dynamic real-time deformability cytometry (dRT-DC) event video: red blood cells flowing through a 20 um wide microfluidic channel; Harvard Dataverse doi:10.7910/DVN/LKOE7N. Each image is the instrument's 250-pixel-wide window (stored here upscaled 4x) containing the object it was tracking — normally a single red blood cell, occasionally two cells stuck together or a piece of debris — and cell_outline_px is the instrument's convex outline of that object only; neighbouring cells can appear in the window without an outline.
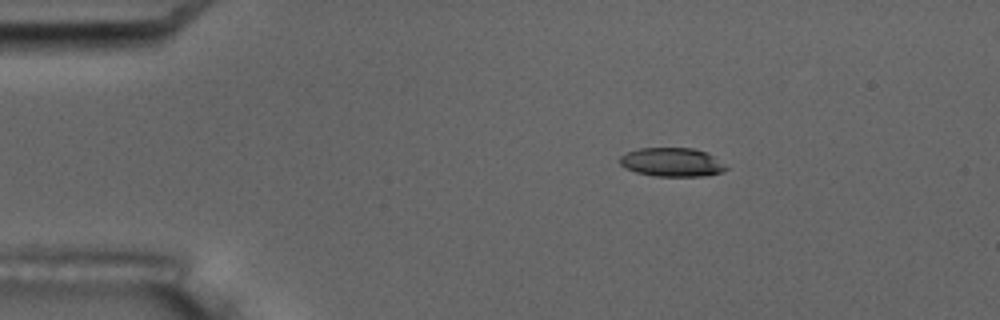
{"species": "common noctule bat (a hibernating species)", "species_latin": "Nyctalus noctula", "temperature_condition": "room temperature", "stored_images_in_passage": 7, "camera_frame_rate_fps": 3000, "um_per_image_px": 0.085, "animal": {"sex": "male", "body_mass_g": 17.5, "forearm_length_mm": 52.3}, "frame": {"image": 1, "passage_image": 4, "time_ms": 3.333, "image_size_px": [1000, 320], "cell_outline_px": [[728, 168], [724, 172], [704, 176], [652, 176], [636, 172], [624, 168], [620, 164], [620, 156], [624, 152], [640, 148], [692, 148], [708, 152], [716, 156]], "centroid_in_image_um": [57.12, 13.78], "position_along_channel_um": 27.9, "area_um2": 18.15}}